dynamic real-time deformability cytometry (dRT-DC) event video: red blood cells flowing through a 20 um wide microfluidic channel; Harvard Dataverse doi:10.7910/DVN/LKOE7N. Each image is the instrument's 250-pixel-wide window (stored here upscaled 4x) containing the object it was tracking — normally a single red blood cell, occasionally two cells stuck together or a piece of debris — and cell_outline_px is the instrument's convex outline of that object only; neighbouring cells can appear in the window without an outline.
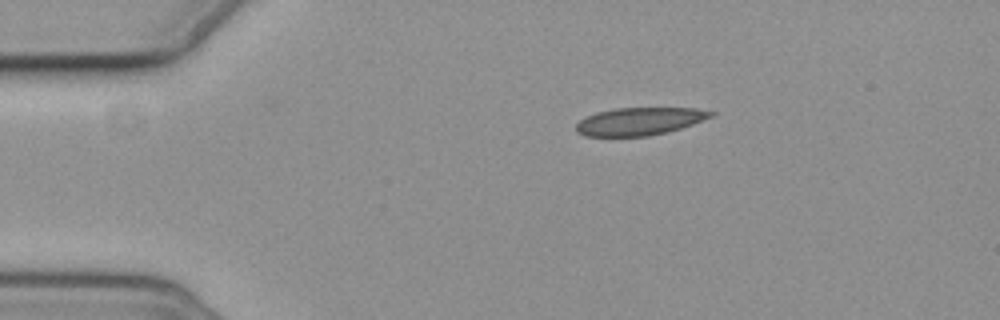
{"species": "common noctule bat (a hibernating species)", "species_latin": "Nyctalus noctula", "temperature_condition": "cold", "stored_images_in_passage": 3, "camera_frame_rate_fps": 3000, "um_per_image_px": 0.085, "animal": {"sex": "female", "body_mass_g": 19.3, "forearm_length_mm": 54.1}, "frame": {"image": 1, "passage_image": 1, "time_ms": 0.0, "image_size_px": [1000, 320], "cell_outline_px": [[716, 116], [668, 132], [648, 136], [584, 136], [576, 132], [576, 124], [580, 120], [596, 112], [616, 108], [696, 108], [716, 112]], "centroid_in_image_um": [54.39, 10.31], "position_along_channel_um": 30.6, "area_um2": 21.85}}